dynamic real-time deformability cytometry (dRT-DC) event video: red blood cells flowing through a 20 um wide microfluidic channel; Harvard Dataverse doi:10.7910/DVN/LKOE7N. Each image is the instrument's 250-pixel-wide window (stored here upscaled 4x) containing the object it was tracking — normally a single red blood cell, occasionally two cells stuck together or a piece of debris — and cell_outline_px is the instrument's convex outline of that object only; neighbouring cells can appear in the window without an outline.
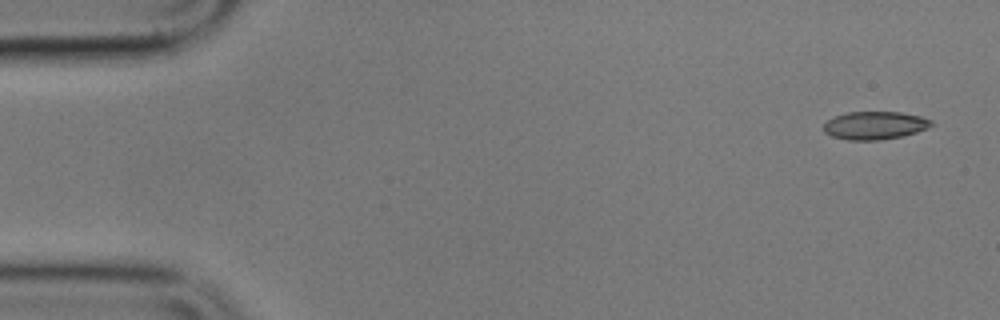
{"species": "common noctule bat (a hibernating species)", "species_latin": "Nyctalus noctula", "temperature_condition": "cold", "stored_images_in_passage": 3, "segment_of_instrument_passage": [2, 2], "camera_frame_rate_fps": 3000, "um_per_image_px": 0.085, "animal": {"sex": "male", "body_mass_g": 17.9}, "frame": {"image": 1, "passage_image": 3, "time_ms": 2.333, "image_size_px": [1000, 320], "cell_outline_px": [[932, 124], [928, 128], [904, 136], [880, 140], [848, 140], [832, 136], [824, 132], [824, 124], [828, 120], [836, 116], [848, 112], [900, 112], [920, 116], [932, 120]], "centroid_in_image_um": [74.37, 10.66], "position_along_channel_um": 10.6, "area_um2": 17.51}}